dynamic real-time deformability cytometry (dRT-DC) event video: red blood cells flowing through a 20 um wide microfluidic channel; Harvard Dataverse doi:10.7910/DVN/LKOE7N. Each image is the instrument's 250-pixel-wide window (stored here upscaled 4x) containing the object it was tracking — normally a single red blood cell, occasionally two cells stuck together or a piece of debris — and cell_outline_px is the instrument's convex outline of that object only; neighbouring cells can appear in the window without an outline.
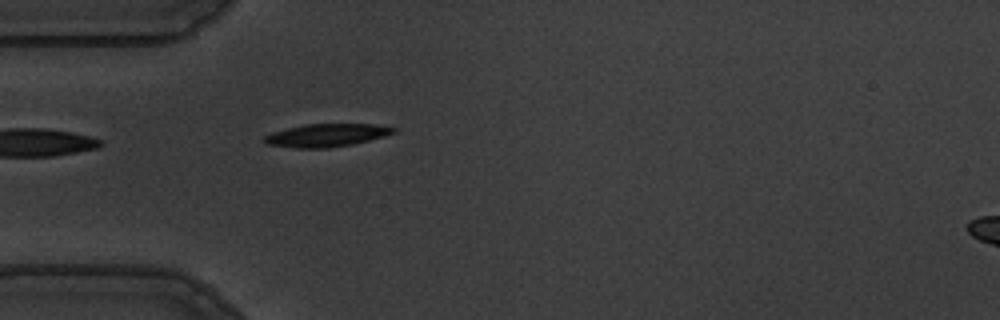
{"species": "common noctule bat (a hibernating species)", "species_latin": "Nyctalus noctula", "temperature_condition": "warm", "stored_images_in_passage": 41, "camera_frame_rate_fps": 3000, "um_per_image_px": 0.085, "animal": {"sex": "male", "body_mass_g": 19.5, "forearm_length_mm": 54.6}, "frame": {"image": 1, "passage_image": 1, "time_ms": 0.0, "image_size_px": [1000, 320], "cell_outline_px": [[396, 132], [384, 136], [352, 144], [328, 148], [296, 148], [268, 144], [264, 140], [264, 136], [272, 132], [304, 124], [372, 124], [396, 128]], "centroid_in_image_um": [27.75, 11.49], "position_along_channel_um": 57.3, "area_um2": 17.05}}
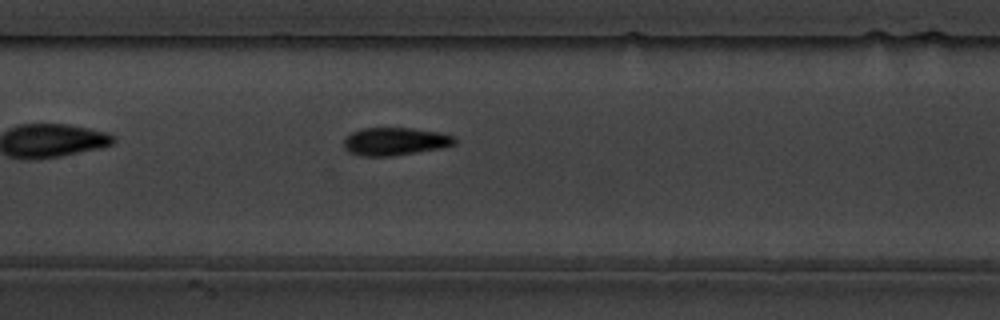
{"frame": {"image": 2, "passage_image": 11, "time_ms": 3.333, "image_size_px": [1000, 320], "cell_outline_px": [[456, 144], [440, 148], [392, 156], [360, 156], [348, 152], [344, 148], [344, 136], [352, 132], [364, 128], [412, 128], [440, 132], [456, 136]], "centroid_in_image_um": [33.57, 12.02], "position_along_channel_um": 173.8, "area_um2": 18.15}}
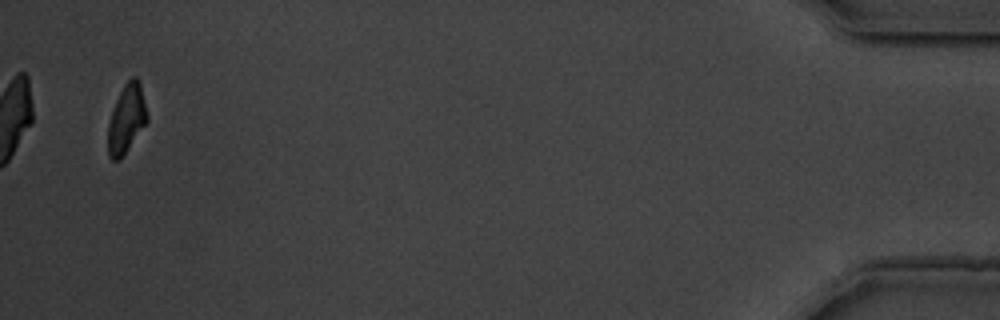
{"frame": {"image": 3, "passage_image": 39, "time_ms": 12.667, "image_size_px": [1000, 320], "cell_outline_px": [[148, 120], [120, 160], [112, 160], [108, 156], [108, 124], [116, 100], [124, 84], [132, 76], [136, 76], [140, 80], [148, 116]], "centroid_in_image_um": [10.76, 10.08], "position_along_channel_um": 424.4, "area_um2": 15.61}, "authors_computed_cell_mechanics": {"area_um2": 17.6868, "velocity_mm_per_s": 3.6052, "shape_relaxation_time_tau1_ms": 2.7875, "shape_relaxation_time_tau2_ms": 2.9144, "deformation_change_tau1": 0.1557, "deformation_change_tau2": 0.0825}}